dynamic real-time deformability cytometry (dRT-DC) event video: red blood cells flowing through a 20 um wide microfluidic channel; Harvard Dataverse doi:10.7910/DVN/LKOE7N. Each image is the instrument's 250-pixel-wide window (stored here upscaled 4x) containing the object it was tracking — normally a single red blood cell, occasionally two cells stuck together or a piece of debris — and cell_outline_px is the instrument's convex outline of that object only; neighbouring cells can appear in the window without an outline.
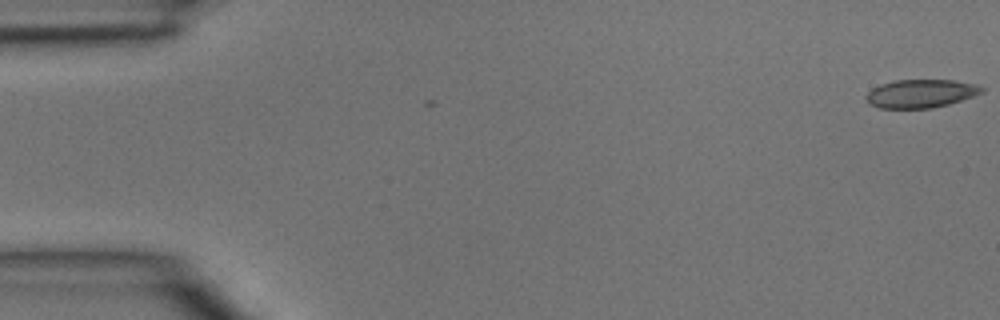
{"species": "common noctule bat (a hibernating species)", "species_latin": "Nyctalus noctula", "temperature_condition": "room temperature", "stored_images_in_passage": 3, "camera_frame_rate_fps": 3000, "um_per_image_px": 0.085, "animal": {"sex": "male", "body_mass_g": 15.6}, "frame": {"image": 1, "passage_image": 1, "time_ms": 0.0, "image_size_px": [1000, 320], "cell_outline_px": [[984, 92], [948, 104], [932, 108], [880, 108], [868, 104], [864, 96], [872, 88], [880, 84], [896, 80], [952, 80], [976, 84], [984, 88]], "centroid_in_image_um": [78.23, 7.95], "position_along_channel_um": 6.8, "area_um2": 19.07}}